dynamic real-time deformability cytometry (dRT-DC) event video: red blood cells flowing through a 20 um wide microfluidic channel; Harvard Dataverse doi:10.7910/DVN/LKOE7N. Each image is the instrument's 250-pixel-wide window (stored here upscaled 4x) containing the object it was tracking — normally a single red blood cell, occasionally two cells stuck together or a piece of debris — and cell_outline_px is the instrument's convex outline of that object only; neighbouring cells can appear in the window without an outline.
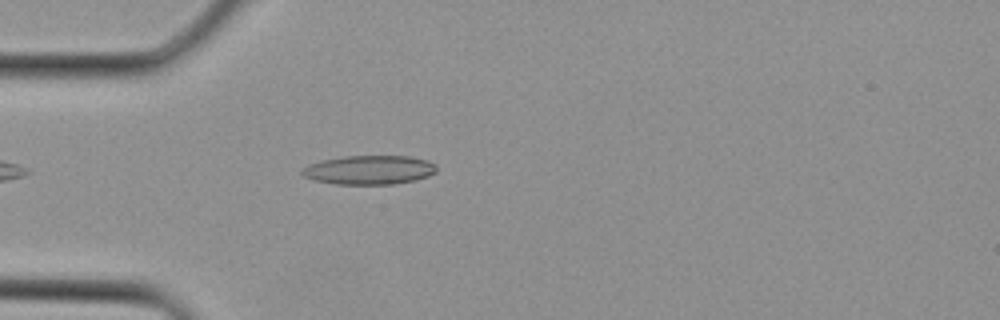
{"species": "Egyptian fruit bat (a non-hibernating species)", "species_latin": "Rousettus aegyptiacus", "temperature_condition": "cold", "stored_images_in_passage": 1, "camera_frame_rate_fps": 3000, "um_per_image_px": 0.085, "animal": {"sex": "female"}, "frame": {"image": 1, "passage_image": 1, "time_ms": 0.0, "image_size_px": [1000, 320], "cell_outline_px": [[436, 172], [428, 176], [416, 180], [396, 184], [336, 184], [312, 180], [304, 176], [300, 172], [308, 164], [324, 160], [344, 156], [408, 156], [428, 160], [436, 164]], "centroid_in_image_um": [31.41, 14.45], "position_along_channel_um": 53.6, "area_um2": 22.83}}